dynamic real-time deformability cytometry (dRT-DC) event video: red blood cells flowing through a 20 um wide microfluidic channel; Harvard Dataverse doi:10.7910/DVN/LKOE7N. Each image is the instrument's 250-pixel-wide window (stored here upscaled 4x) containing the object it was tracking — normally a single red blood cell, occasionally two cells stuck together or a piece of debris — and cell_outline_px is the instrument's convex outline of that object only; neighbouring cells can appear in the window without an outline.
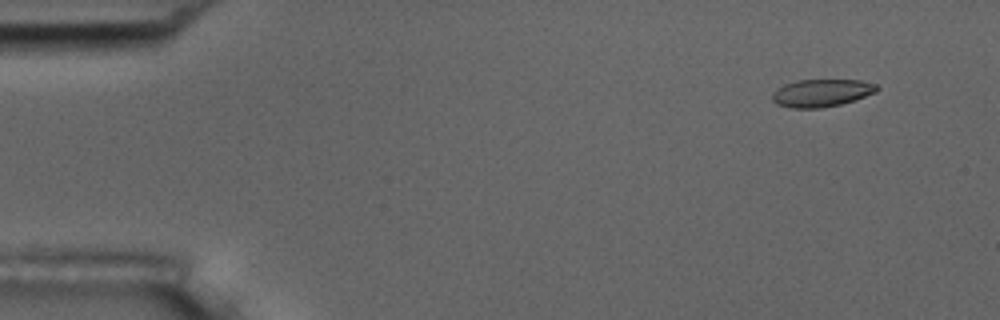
{"species": "common noctule bat (a hibernating species)", "species_latin": "Nyctalus noctula", "temperature_condition": "room temperature", "stored_images_in_passage": 5, "camera_frame_rate_fps": 3000, "um_per_image_px": 0.085, "animal": {"sex": "male", "body_mass_g": 17.5, "forearm_length_mm": 52.3}, "frame": {"image": 1, "passage_image": 2, "time_ms": 1.333, "image_size_px": [1000, 320], "cell_outline_px": [[880, 88], [876, 92], [856, 100], [840, 104], [820, 108], [792, 108], [776, 104], [772, 100], [772, 92], [776, 88], [784, 84], [796, 80], [860, 80], [876, 84]], "centroid_in_image_um": [69.82, 7.9], "position_along_channel_um": 15.2, "area_um2": 16.99}}
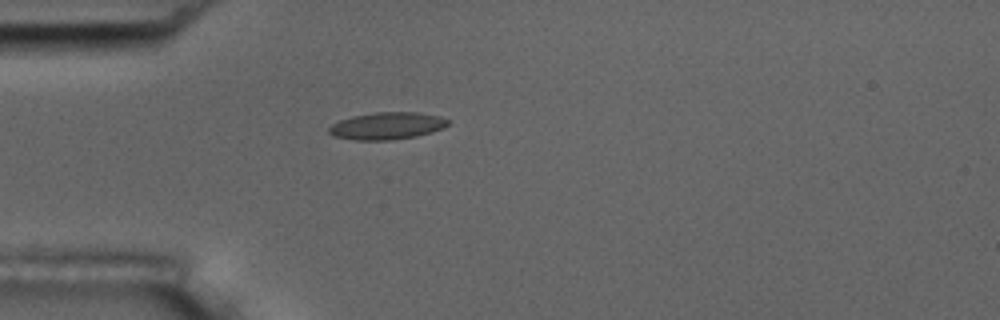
{"frame": {"image": 2, "passage_image": 5, "time_ms": 5.0, "image_size_px": [1000, 320], "cell_outline_px": [[448, 124], [444, 128], [432, 132], [416, 136], [388, 140], [356, 140], [332, 136], [328, 132], [328, 128], [332, 124], [340, 120], [352, 116], [376, 112], [416, 112], [440, 116], [448, 120]], "centroid_in_image_um": [32.88, 10.7], "position_along_channel_um": 52.1, "area_um2": 18.84}}